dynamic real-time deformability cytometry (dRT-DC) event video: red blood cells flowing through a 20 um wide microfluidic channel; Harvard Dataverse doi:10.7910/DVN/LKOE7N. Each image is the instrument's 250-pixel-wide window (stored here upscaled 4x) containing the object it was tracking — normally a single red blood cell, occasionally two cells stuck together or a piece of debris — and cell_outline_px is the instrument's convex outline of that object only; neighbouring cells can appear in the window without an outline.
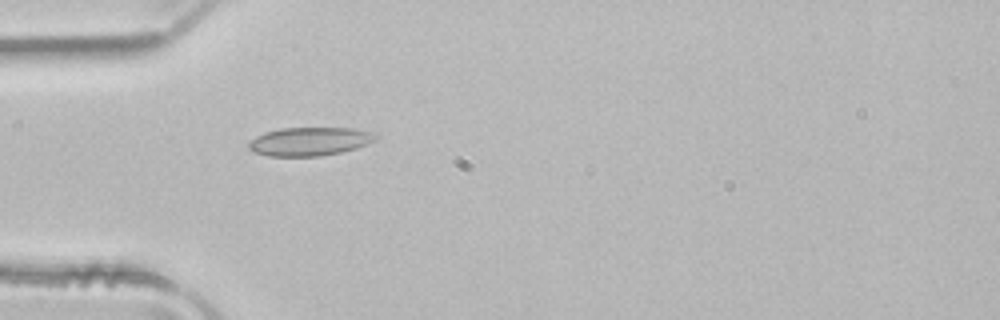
{"species": "common noctule bat (a hibernating species)", "species_latin": "Nyctalus noctula", "temperature_condition": "room temperature", "stored_images_in_passage": 3, "camera_frame_rate_fps": 3000, "um_per_image_px": 0.085, "animal": {"sex": "male", "body_mass_g": 21.5, "forearm_length_mm": 52.0}, "frame": {"image": 1, "passage_image": 3, "time_ms": 0.667, "image_size_px": [1000, 320], "cell_outline_px": [[376, 140], [356, 148], [340, 152], [320, 156], [268, 156], [256, 152], [248, 148], [248, 144], [256, 136], [264, 132], [280, 128], [352, 128], [372, 132], [376, 136]], "centroid_in_image_um": [26.3, 12.02], "position_along_channel_um": 58.7, "area_um2": 20.92}}